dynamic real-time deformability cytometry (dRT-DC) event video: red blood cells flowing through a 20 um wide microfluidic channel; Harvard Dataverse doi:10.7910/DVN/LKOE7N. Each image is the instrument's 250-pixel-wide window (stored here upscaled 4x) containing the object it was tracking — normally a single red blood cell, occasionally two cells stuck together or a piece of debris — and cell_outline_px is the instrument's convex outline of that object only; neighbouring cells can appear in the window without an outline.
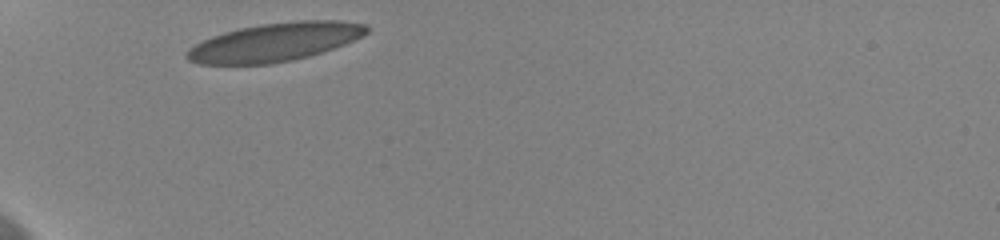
{"species": "human", "species_latin": "Homo sapiens", "temperature_condition": "cold", "stored_images_in_passage": 22, "camera_frame_rate_fps": 3000, "um_per_image_px": 0.085, "donor": {"sex": "female"}, "frame": {"image": 1, "passage_image": 1, "time_ms": 0.0, "image_size_px": [1000, 240], "cell_outline_px": [[372, 28], [364, 36], [324, 52], [292, 60], [268, 64], [200, 64], [188, 60], [184, 56], [196, 44], [212, 36], [224, 32], [240, 28], [264, 24], [300, 20], [340, 20], [364, 24]], "centroid_in_image_um": [23.43, 3.58], "position_along_channel_um": 61.6, "area_um2": 40.06}}
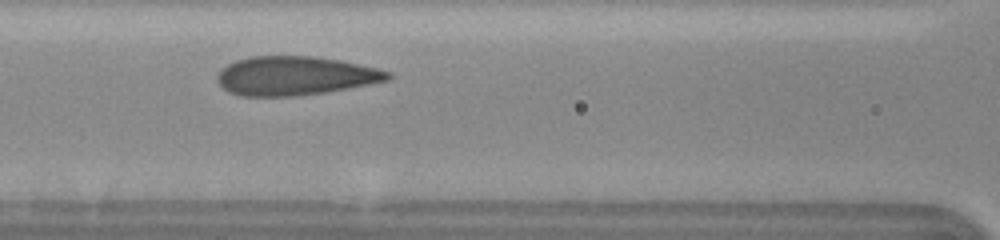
{"frame": {"image": 2, "passage_image": 7, "time_ms": 2.0, "image_size_px": [1000, 240], "cell_outline_px": [[392, 76], [388, 80], [368, 84], [324, 92], [296, 96], [240, 96], [228, 92], [216, 80], [216, 76], [220, 68], [236, 60], [252, 56], [312, 56], [340, 60], [376, 68], [392, 72]], "centroid_in_image_um": [25.04, 6.44], "position_along_channel_um": 141.6, "area_um2": 38.61}}
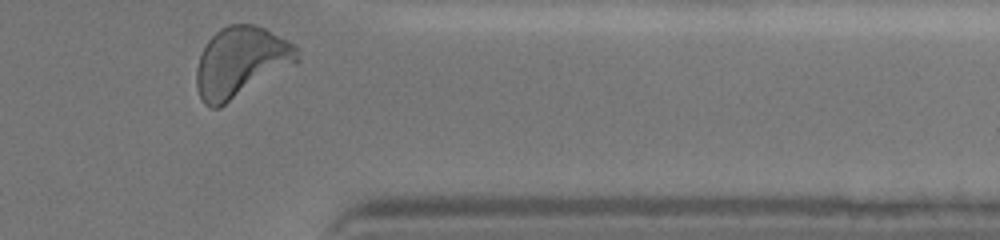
{"frame": {"image": 3, "passage_image": 22, "time_ms": 7.0, "image_size_px": [1000, 240], "cell_outline_px": [[300, 60], [296, 64], [220, 108], [212, 108], [204, 104], [200, 96], [196, 84], [196, 68], [200, 56], [208, 40], [220, 28], [228, 24], [256, 24], [296, 44]], "centroid_in_image_um": [20.49, 5.29], "position_along_channel_um": 390.9, "area_um2": 41.67}}